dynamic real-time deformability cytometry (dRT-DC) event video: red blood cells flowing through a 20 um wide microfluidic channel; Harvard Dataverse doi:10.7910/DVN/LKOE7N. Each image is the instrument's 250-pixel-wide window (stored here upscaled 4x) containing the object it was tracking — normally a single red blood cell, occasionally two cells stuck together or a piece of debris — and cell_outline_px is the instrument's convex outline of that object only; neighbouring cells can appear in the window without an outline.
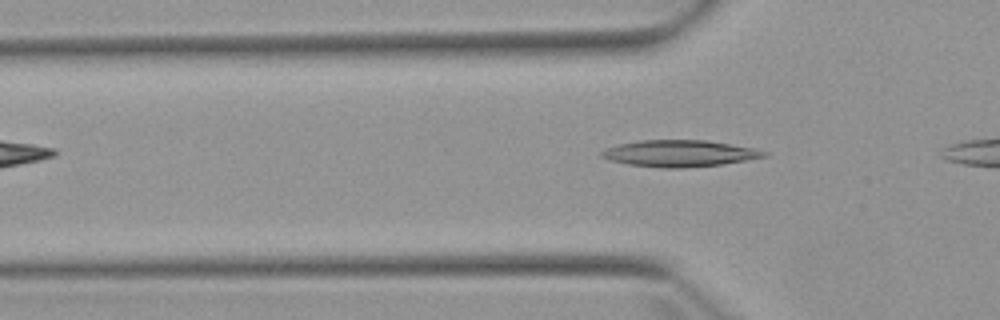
{"species": "Egyptian fruit bat (a non-hibernating species)", "species_latin": "Rousettus aegyptiacus", "temperature_condition": "warm", "stored_images_in_passage": 4, "segment_of_instrument_passage": [2, 2], "camera_frame_rate_fps": 3000, "um_per_image_px": 0.085, "animal": {"sex": "female"}, "frame": {"image": 1, "passage_image": 4, "time_ms": 3.333, "image_size_px": [1000, 320], "cell_outline_px": [[768, 156], [724, 164], [684, 168], [660, 168], [628, 164], [608, 160], [600, 156], [600, 152], [604, 148], [620, 144], [640, 140], [708, 140], [756, 148], [768, 152]], "centroid_in_image_um": [57.77, 13.04], "position_along_channel_um": 68.0, "area_um2": 25.43}}